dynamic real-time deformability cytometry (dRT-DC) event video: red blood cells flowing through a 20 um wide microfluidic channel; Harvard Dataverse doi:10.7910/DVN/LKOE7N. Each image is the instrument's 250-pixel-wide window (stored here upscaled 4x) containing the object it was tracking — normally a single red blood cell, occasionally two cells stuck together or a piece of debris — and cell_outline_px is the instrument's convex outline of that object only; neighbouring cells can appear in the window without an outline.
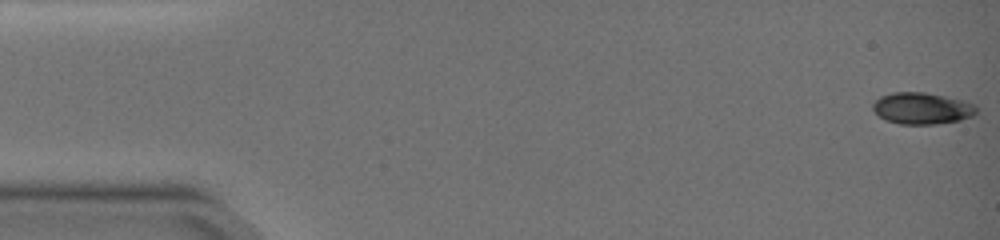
{"species": "common noctule bat (a hibernating species)", "species_latin": "Nyctalus noctula", "temperature_condition": "warm", "stored_images_in_passage": 21, "camera_frame_rate_fps": 3000, "um_per_image_px": 0.085, "animal": {"sex": "female", "body_mass_g": 19.0, "forearm_length_mm": 51.5}, "frame": {"image": 1, "passage_image": 1, "time_ms": 0.0, "image_size_px": [1000, 240], "cell_outline_px": [[976, 112], [972, 116], [960, 120], [936, 124], [900, 124], [884, 120], [872, 108], [872, 104], [880, 96], [892, 92], [924, 92], [944, 96], [976, 104]], "centroid_in_image_um": [78.35, 9.21], "position_along_channel_um": 6.7, "area_um2": 19.02}}
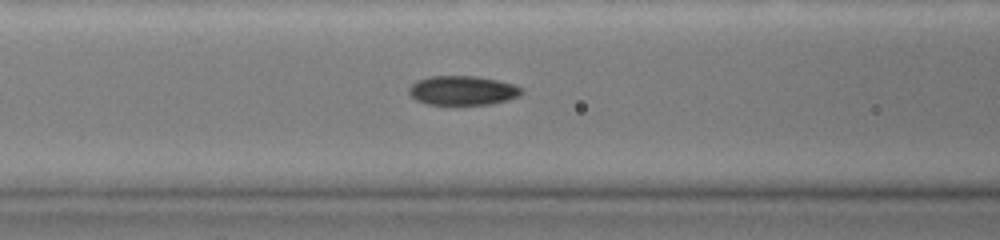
{"frame": {"image": 2, "passage_image": 11, "time_ms": 7.0, "image_size_px": [1000, 240], "cell_outline_px": [[524, 92], [508, 100], [492, 104], [428, 104], [416, 100], [408, 92], [408, 88], [416, 80], [428, 76], [476, 76], [496, 80], [512, 84], [524, 88]], "centroid_in_image_um": [39.31, 7.68], "position_along_channel_um": 127.3, "area_um2": 19.19}}
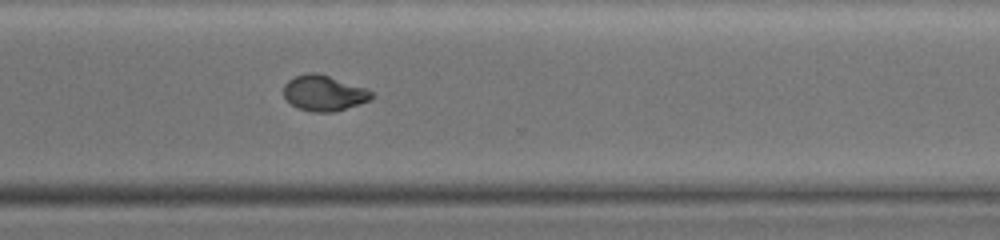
{"frame": {"image": 3, "passage_image": 21, "time_ms": 12.667, "image_size_px": [1000, 240], "cell_outline_px": [[372, 96], [368, 100], [332, 112], [312, 112], [296, 108], [284, 96], [284, 84], [288, 80], [296, 76], [308, 72], [316, 72], [368, 88], [372, 92]], "centroid_in_image_um": [27.5, 7.9], "position_along_channel_um": 343.1, "area_um2": 18.03}}